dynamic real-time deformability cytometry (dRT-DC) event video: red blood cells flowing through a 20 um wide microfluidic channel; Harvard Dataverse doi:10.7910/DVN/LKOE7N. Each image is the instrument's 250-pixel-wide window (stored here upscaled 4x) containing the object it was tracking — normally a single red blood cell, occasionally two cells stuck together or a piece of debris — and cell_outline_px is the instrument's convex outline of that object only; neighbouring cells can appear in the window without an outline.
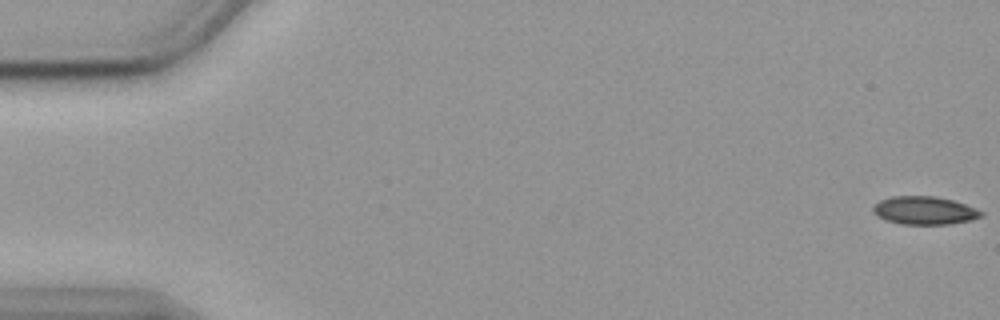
{"species": "common noctule bat (a hibernating species)", "species_latin": "Nyctalus noctula", "temperature_condition": "cold", "stored_images_in_passage": 56, "camera_frame_rate_fps": 3000, "um_per_image_px": 0.085, "animal": {"sex": "female", "body_mass_g": 19.9}, "frame": {"image": 1, "passage_image": 1, "time_ms": 0.0, "image_size_px": [1000, 320], "cell_outline_px": [[984, 216], [972, 220], [952, 224], [900, 224], [884, 220], [876, 216], [872, 212], [872, 204], [880, 200], [892, 196], [936, 196], [952, 200], [976, 208], [984, 212]], "centroid_in_image_um": [78.55, 17.89], "position_along_channel_um": 6.4, "area_um2": 18.03}}
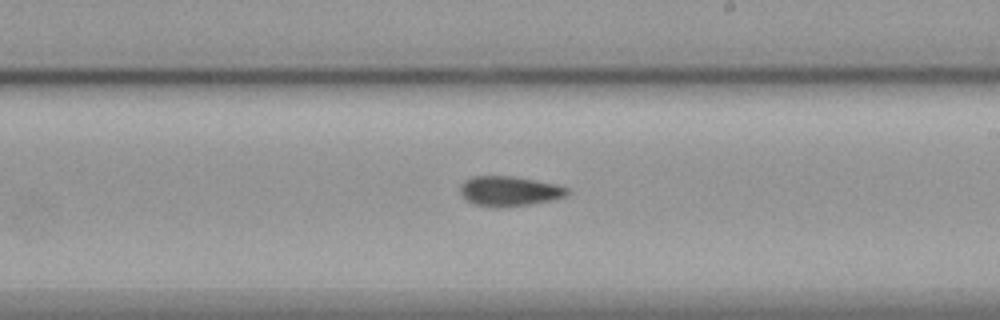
{"frame": {"image": 2, "passage_image": 33, "time_ms": 10.667, "image_size_px": [1000, 320], "cell_outline_px": [[572, 192], [568, 196], [552, 200], [532, 204], [492, 208], [476, 204], [468, 200], [460, 192], [460, 184], [464, 180], [472, 176], [512, 176], [556, 184], [568, 188]], "centroid_in_image_um": [43.33, 16.25], "position_along_channel_um": 245.7, "area_um2": 18.79}}
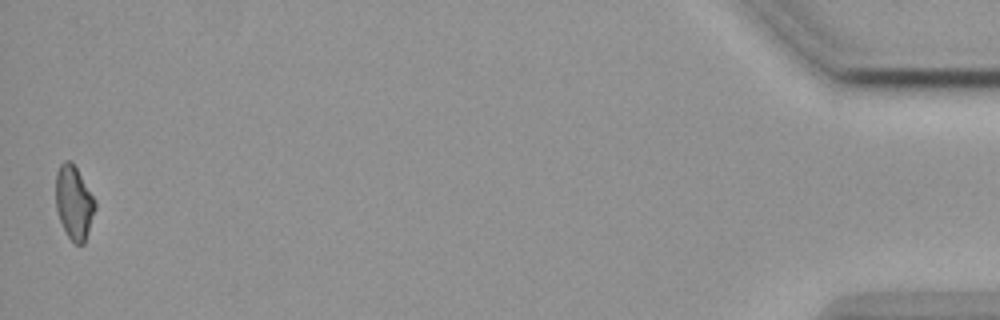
{"frame": {"image": 3, "passage_image": 56, "time_ms": 18.333, "image_size_px": [1000, 320], "cell_outline_px": [[96, 208], [84, 244], [76, 244], [68, 236], [60, 220], [56, 208], [56, 172], [60, 164], [64, 160], [72, 160], [96, 200]], "centroid_in_image_um": [6.3, 17.17], "position_along_channel_um": 428.9, "area_um2": 16.94}, "authors_computed_cell_mechanics": {"area_um2": 18.1492, "velocity_mm_per_s": 3.5844, "shape_relaxation_time_tau1_ms": 6.2792, "shape_relaxation_time_tau2_ms": 4.002, "deformation_change_tau1": 0.1368, "deformation_change_tau2": 0.1017}}